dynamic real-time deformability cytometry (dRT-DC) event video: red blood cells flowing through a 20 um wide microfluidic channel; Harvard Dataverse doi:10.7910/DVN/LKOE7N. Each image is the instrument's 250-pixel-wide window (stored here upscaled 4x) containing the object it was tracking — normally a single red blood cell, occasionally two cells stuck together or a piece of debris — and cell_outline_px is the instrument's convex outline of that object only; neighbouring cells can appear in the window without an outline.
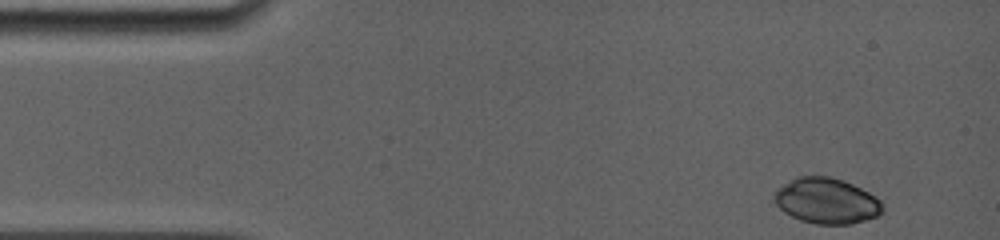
{"species": "common noctule bat (a hibernating species)", "species_latin": "Nyctalus noctula", "temperature_condition": "room temperature", "stored_images_in_passage": 64, "camera_frame_rate_fps": 5000, "um_per_image_px": 0.085, "animal": {"sex": "female", "body_mass_g": 19.0, "forearm_length_mm": 56.7}, "frame": {"image": 1, "passage_image": 1, "time_ms": 0.0, "image_size_px": [1000, 240], "cell_outline_px": [[884, 212], [876, 216], [852, 224], [816, 224], [800, 220], [784, 212], [776, 204], [772, 196], [784, 184], [800, 176], [828, 176], [844, 180], [876, 196], [880, 200], [884, 208]], "centroid_in_image_um": [70.28, 17.08], "position_along_channel_um": 14.7, "area_um2": 28.67}}
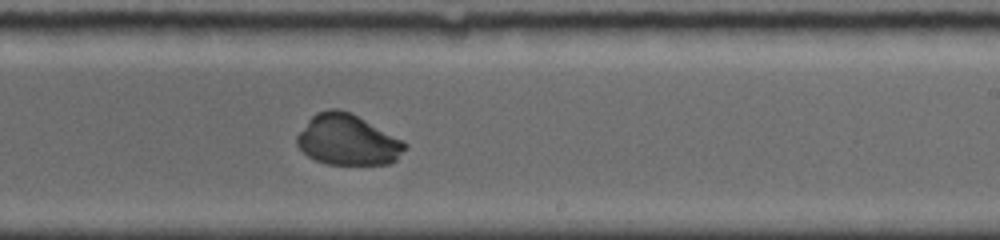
{"frame": {"image": 2, "passage_image": 45, "time_ms": 8.8, "image_size_px": [1000, 240], "cell_outline_px": [[408, 148], [396, 160], [388, 164], [328, 164], [316, 160], [308, 156], [296, 144], [296, 136], [308, 120], [316, 112], [328, 108], [340, 108], [352, 112], [408, 144]], "centroid_in_image_um": [29.54, 11.87], "position_along_channel_um": 259.5, "area_um2": 31.96}}
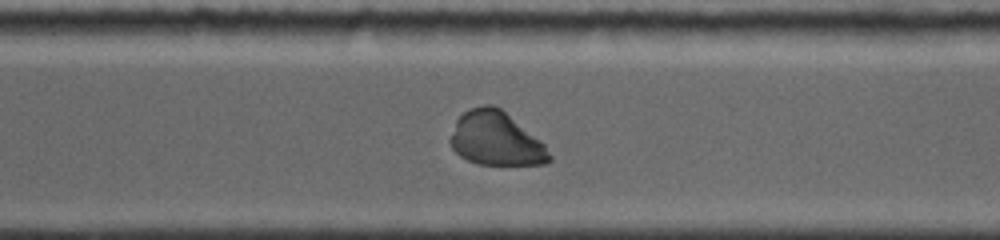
{"frame": {"image": 3, "passage_image": 54, "time_ms": 10.6, "image_size_px": [1000, 240], "cell_outline_px": [[552, 160], [548, 164], [476, 164], [460, 156], [452, 148], [448, 140], [456, 120], [468, 108], [484, 104], [492, 104], [500, 108], [544, 144], [552, 156]], "centroid_in_image_um": [42.12, 11.8], "position_along_channel_um": 328.5, "area_um2": 30.92}}